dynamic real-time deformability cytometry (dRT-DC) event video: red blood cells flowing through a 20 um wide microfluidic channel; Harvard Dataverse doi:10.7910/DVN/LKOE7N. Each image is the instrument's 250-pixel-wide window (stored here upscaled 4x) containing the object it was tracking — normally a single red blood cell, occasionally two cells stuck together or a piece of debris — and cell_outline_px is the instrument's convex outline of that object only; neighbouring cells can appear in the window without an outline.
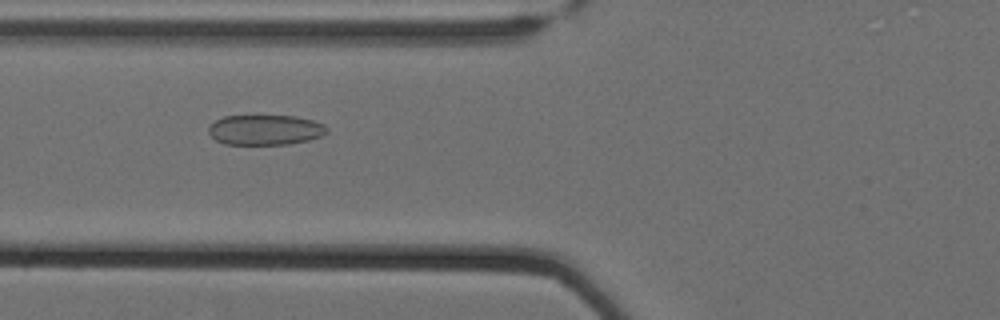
{"species": "Egyptian fruit bat (a non-hibernating species)", "species_latin": "Rousettus aegyptiacus", "temperature_condition": "cold", "stored_images_in_passage": 6, "camera_frame_rate_fps": 3000, "um_per_image_px": 0.085, "animal": {"sex": "female"}, "frame": {"image": 1, "passage_image": 4, "time_ms": 1.0, "image_size_px": [1000, 320], "cell_outline_px": [[328, 132], [320, 136], [308, 140], [288, 144], [224, 144], [216, 140], [208, 132], [208, 128], [216, 120], [224, 116], [296, 116], [312, 120], [324, 124], [328, 128]], "centroid_in_image_um": [22.56, 11.04], "position_along_channel_um": 103.2, "area_um2": 20.69}}